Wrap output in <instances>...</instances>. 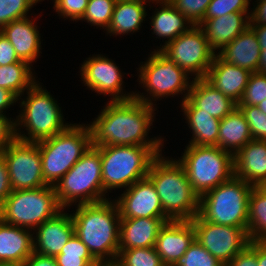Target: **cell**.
<instances>
[{
  "label": "cell",
  "instance_id": "obj_11",
  "mask_svg": "<svg viewBox=\"0 0 266 266\" xmlns=\"http://www.w3.org/2000/svg\"><path fill=\"white\" fill-rule=\"evenodd\" d=\"M62 209L54 186L12 190L0 208V219L10 225L34 230Z\"/></svg>",
  "mask_w": 266,
  "mask_h": 266
},
{
  "label": "cell",
  "instance_id": "obj_24",
  "mask_svg": "<svg viewBox=\"0 0 266 266\" xmlns=\"http://www.w3.org/2000/svg\"><path fill=\"white\" fill-rule=\"evenodd\" d=\"M32 230L7 224L0 219V263L22 266L34 252Z\"/></svg>",
  "mask_w": 266,
  "mask_h": 266
},
{
  "label": "cell",
  "instance_id": "obj_2",
  "mask_svg": "<svg viewBox=\"0 0 266 266\" xmlns=\"http://www.w3.org/2000/svg\"><path fill=\"white\" fill-rule=\"evenodd\" d=\"M75 207L71 212L75 235L98 263L116 260L121 217L114 199L108 196L107 200Z\"/></svg>",
  "mask_w": 266,
  "mask_h": 266
},
{
  "label": "cell",
  "instance_id": "obj_27",
  "mask_svg": "<svg viewBox=\"0 0 266 266\" xmlns=\"http://www.w3.org/2000/svg\"><path fill=\"white\" fill-rule=\"evenodd\" d=\"M187 98L200 109V112L209 113L219 120L237 107L234 101L214 88L204 78L193 79Z\"/></svg>",
  "mask_w": 266,
  "mask_h": 266
},
{
  "label": "cell",
  "instance_id": "obj_32",
  "mask_svg": "<svg viewBox=\"0 0 266 266\" xmlns=\"http://www.w3.org/2000/svg\"><path fill=\"white\" fill-rule=\"evenodd\" d=\"M247 234L250 241H266V185L250 192Z\"/></svg>",
  "mask_w": 266,
  "mask_h": 266
},
{
  "label": "cell",
  "instance_id": "obj_54",
  "mask_svg": "<svg viewBox=\"0 0 266 266\" xmlns=\"http://www.w3.org/2000/svg\"><path fill=\"white\" fill-rule=\"evenodd\" d=\"M258 107L260 111L266 114V98L262 102L259 103Z\"/></svg>",
  "mask_w": 266,
  "mask_h": 266
},
{
  "label": "cell",
  "instance_id": "obj_45",
  "mask_svg": "<svg viewBox=\"0 0 266 266\" xmlns=\"http://www.w3.org/2000/svg\"><path fill=\"white\" fill-rule=\"evenodd\" d=\"M16 62H25L19 59L14 47L0 31V66H7Z\"/></svg>",
  "mask_w": 266,
  "mask_h": 266
},
{
  "label": "cell",
  "instance_id": "obj_22",
  "mask_svg": "<svg viewBox=\"0 0 266 266\" xmlns=\"http://www.w3.org/2000/svg\"><path fill=\"white\" fill-rule=\"evenodd\" d=\"M250 15L251 12H234L203 20L199 26L203 29L211 49L217 54V51L222 50L249 27Z\"/></svg>",
  "mask_w": 266,
  "mask_h": 266
},
{
  "label": "cell",
  "instance_id": "obj_42",
  "mask_svg": "<svg viewBox=\"0 0 266 266\" xmlns=\"http://www.w3.org/2000/svg\"><path fill=\"white\" fill-rule=\"evenodd\" d=\"M89 0H53V8L61 18L79 21L85 14Z\"/></svg>",
  "mask_w": 266,
  "mask_h": 266
},
{
  "label": "cell",
  "instance_id": "obj_48",
  "mask_svg": "<svg viewBox=\"0 0 266 266\" xmlns=\"http://www.w3.org/2000/svg\"><path fill=\"white\" fill-rule=\"evenodd\" d=\"M22 266H58L55 257L33 252Z\"/></svg>",
  "mask_w": 266,
  "mask_h": 266
},
{
  "label": "cell",
  "instance_id": "obj_16",
  "mask_svg": "<svg viewBox=\"0 0 266 266\" xmlns=\"http://www.w3.org/2000/svg\"><path fill=\"white\" fill-rule=\"evenodd\" d=\"M121 219L169 218L163 211L160 198L152 182L142 179L114 198Z\"/></svg>",
  "mask_w": 266,
  "mask_h": 266
},
{
  "label": "cell",
  "instance_id": "obj_35",
  "mask_svg": "<svg viewBox=\"0 0 266 266\" xmlns=\"http://www.w3.org/2000/svg\"><path fill=\"white\" fill-rule=\"evenodd\" d=\"M117 0H89L82 21L107 30Z\"/></svg>",
  "mask_w": 266,
  "mask_h": 266
},
{
  "label": "cell",
  "instance_id": "obj_1",
  "mask_svg": "<svg viewBox=\"0 0 266 266\" xmlns=\"http://www.w3.org/2000/svg\"><path fill=\"white\" fill-rule=\"evenodd\" d=\"M156 110L135 98L108 101L88 124L92 146H164L161 136L149 137Z\"/></svg>",
  "mask_w": 266,
  "mask_h": 266
},
{
  "label": "cell",
  "instance_id": "obj_49",
  "mask_svg": "<svg viewBox=\"0 0 266 266\" xmlns=\"http://www.w3.org/2000/svg\"><path fill=\"white\" fill-rule=\"evenodd\" d=\"M18 98L9 90L0 87V114L6 115V110L14 106ZM4 112V113H3Z\"/></svg>",
  "mask_w": 266,
  "mask_h": 266
},
{
  "label": "cell",
  "instance_id": "obj_39",
  "mask_svg": "<svg viewBox=\"0 0 266 266\" xmlns=\"http://www.w3.org/2000/svg\"><path fill=\"white\" fill-rule=\"evenodd\" d=\"M251 0H212L206 10L203 20L221 17L234 12H251Z\"/></svg>",
  "mask_w": 266,
  "mask_h": 266
},
{
  "label": "cell",
  "instance_id": "obj_29",
  "mask_svg": "<svg viewBox=\"0 0 266 266\" xmlns=\"http://www.w3.org/2000/svg\"><path fill=\"white\" fill-rule=\"evenodd\" d=\"M147 2L146 0H117L106 33L117 37V35H130L140 30L147 15L146 6H149Z\"/></svg>",
  "mask_w": 266,
  "mask_h": 266
},
{
  "label": "cell",
  "instance_id": "obj_17",
  "mask_svg": "<svg viewBox=\"0 0 266 266\" xmlns=\"http://www.w3.org/2000/svg\"><path fill=\"white\" fill-rule=\"evenodd\" d=\"M62 209L54 217L48 219L33 230L34 252L56 257L65 244L75 234V227L71 213Z\"/></svg>",
  "mask_w": 266,
  "mask_h": 266
},
{
  "label": "cell",
  "instance_id": "obj_43",
  "mask_svg": "<svg viewBox=\"0 0 266 266\" xmlns=\"http://www.w3.org/2000/svg\"><path fill=\"white\" fill-rule=\"evenodd\" d=\"M226 266H258L257 241H250Z\"/></svg>",
  "mask_w": 266,
  "mask_h": 266
},
{
  "label": "cell",
  "instance_id": "obj_21",
  "mask_svg": "<svg viewBox=\"0 0 266 266\" xmlns=\"http://www.w3.org/2000/svg\"><path fill=\"white\" fill-rule=\"evenodd\" d=\"M234 176L252 186L266 185V141L251 140L234 155Z\"/></svg>",
  "mask_w": 266,
  "mask_h": 266
},
{
  "label": "cell",
  "instance_id": "obj_19",
  "mask_svg": "<svg viewBox=\"0 0 266 266\" xmlns=\"http://www.w3.org/2000/svg\"><path fill=\"white\" fill-rule=\"evenodd\" d=\"M250 75L249 70L227 63L216 54L204 79L238 105Z\"/></svg>",
  "mask_w": 266,
  "mask_h": 266
},
{
  "label": "cell",
  "instance_id": "obj_33",
  "mask_svg": "<svg viewBox=\"0 0 266 266\" xmlns=\"http://www.w3.org/2000/svg\"><path fill=\"white\" fill-rule=\"evenodd\" d=\"M58 266H97L88 248L74 234L55 257Z\"/></svg>",
  "mask_w": 266,
  "mask_h": 266
},
{
  "label": "cell",
  "instance_id": "obj_15",
  "mask_svg": "<svg viewBox=\"0 0 266 266\" xmlns=\"http://www.w3.org/2000/svg\"><path fill=\"white\" fill-rule=\"evenodd\" d=\"M119 66L103 54L86 58L80 66L84 86L98 95H110L111 101L134 98V92L124 91L123 75ZM125 93H124V92Z\"/></svg>",
  "mask_w": 266,
  "mask_h": 266
},
{
  "label": "cell",
  "instance_id": "obj_8",
  "mask_svg": "<svg viewBox=\"0 0 266 266\" xmlns=\"http://www.w3.org/2000/svg\"><path fill=\"white\" fill-rule=\"evenodd\" d=\"M137 71H139L137 80L147 92L145 95L135 91L134 98L138 101L155 107L156 104L153 101H157L159 98L161 100L164 97L169 98V96L174 97L185 93L181 97V102H183L188 97L193 78L160 50H154L150 55L148 54V59L144 64L140 63Z\"/></svg>",
  "mask_w": 266,
  "mask_h": 266
},
{
  "label": "cell",
  "instance_id": "obj_53",
  "mask_svg": "<svg viewBox=\"0 0 266 266\" xmlns=\"http://www.w3.org/2000/svg\"><path fill=\"white\" fill-rule=\"evenodd\" d=\"M97 266H122L117 260L114 261H106V262H99Z\"/></svg>",
  "mask_w": 266,
  "mask_h": 266
},
{
  "label": "cell",
  "instance_id": "obj_46",
  "mask_svg": "<svg viewBox=\"0 0 266 266\" xmlns=\"http://www.w3.org/2000/svg\"><path fill=\"white\" fill-rule=\"evenodd\" d=\"M12 193L8 167L3 155L0 153V208L6 198Z\"/></svg>",
  "mask_w": 266,
  "mask_h": 266
},
{
  "label": "cell",
  "instance_id": "obj_55",
  "mask_svg": "<svg viewBox=\"0 0 266 266\" xmlns=\"http://www.w3.org/2000/svg\"><path fill=\"white\" fill-rule=\"evenodd\" d=\"M0 266H20V265H17V264H1L0 263Z\"/></svg>",
  "mask_w": 266,
  "mask_h": 266
},
{
  "label": "cell",
  "instance_id": "obj_23",
  "mask_svg": "<svg viewBox=\"0 0 266 266\" xmlns=\"http://www.w3.org/2000/svg\"><path fill=\"white\" fill-rule=\"evenodd\" d=\"M170 218L120 219L119 252L133 248L155 247L159 230Z\"/></svg>",
  "mask_w": 266,
  "mask_h": 266
},
{
  "label": "cell",
  "instance_id": "obj_12",
  "mask_svg": "<svg viewBox=\"0 0 266 266\" xmlns=\"http://www.w3.org/2000/svg\"><path fill=\"white\" fill-rule=\"evenodd\" d=\"M160 51L193 79L205 78L216 55L199 25H193Z\"/></svg>",
  "mask_w": 266,
  "mask_h": 266
},
{
  "label": "cell",
  "instance_id": "obj_13",
  "mask_svg": "<svg viewBox=\"0 0 266 266\" xmlns=\"http://www.w3.org/2000/svg\"><path fill=\"white\" fill-rule=\"evenodd\" d=\"M191 221L195 240L225 266L250 243L247 227L210 223L199 214Z\"/></svg>",
  "mask_w": 266,
  "mask_h": 266
},
{
  "label": "cell",
  "instance_id": "obj_26",
  "mask_svg": "<svg viewBox=\"0 0 266 266\" xmlns=\"http://www.w3.org/2000/svg\"><path fill=\"white\" fill-rule=\"evenodd\" d=\"M217 55L223 61L253 73L258 70L261 49L256 34L248 27L220 50Z\"/></svg>",
  "mask_w": 266,
  "mask_h": 266
},
{
  "label": "cell",
  "instance_id": "obj_7",
  "mask_svg": "<svg viewBox=\"0 0 266 266\" xmlns=\"http://www.w3.org/2000/svg\"><path fill=\"white\" fill-rule=\"evenodd\" d=\"M54 188L58 203L64 209L73 204L107 200L102 186L100 149L91 145Z\"/></svg>",
  "mask_w": 266,
  "mask_h": 266
},
{
  "label": "cell",
  "instance_id": "obj_9",
  "mask_svg": "<svg viewBox=\"0 0 266 266\" xmlns=\"http://www.w3.org/2000/svg\"><path fill=\"white\" fill-rule=\"evenodd\" d=\"M185 147L178 162L199 198L234 176L231 153L217 146L187 144Z\"/></svg>",
  "mask_w": 266,
  "mask_h": 266
},
{
  "label": "cell",
  "instance_id": "obj_52",
  "mask_svg": "<svg viewBox=\"0 0 266 266\" xmlns=\"http://www.w3.org/2000/svg\"><path fill=\"white\" fill-rule=\"evenodd\" d=\"M258 73L266 74V49H261Z\"/></svg>",
  "mask_w": 266,
  "mask_h": 266
},
{
  "label": "cell",
  "instance_id": "obj_14",
  "mask_svg": "<svg viewBox=\"0 0 266 266\" xmlns=\"http://www.w3.org/2000/svg\"><path fill=\"white\" fill-rule=\"evenodd\" d=\"M0 153L10 176L12 190H26L46 186L39 146L34 142L15 139Z\"/></svg>",
  "mask_w": 266,
  "mask_h": 266
},
{
  "label": "cell",
  "instance_id": "obj_40",
  "mask_svg": "<svg viewBox=\"0 0 266 266\" xmlns=\"http://www.w3.org/2000/svg\"><path fill=\"white\" fill-rule=\"evenodd\" d=\"M193 25H199L212 0H168Z\"/></svg>",
  "mask_w": 266,
  "mask_h": 266
},
{
  "label": "cell",
  "instance_id": "obj_47",
  "mask_svg": "<svg viewBox=\"0 0 266 266\" xmlns=\"http://www.w3.org/2000/svg\"><path fill=\"white\" fill-rule=\"evenodd\" d=\"M255 2L257 3H255L256 5H253L249 24L266 25V0H257Z\"/></svg>",
  "mask_w": 266,
  "mask_h": 266
},
{
  "label": "cell",
  "instance_id": "obj_20",
  "mask_svg": "<svg viewBox=\"0 0 266 266\" xmlns=\"http://www.w3.org/2000/svg\"><path fill=\"white\" fill-rule=\"evenodd\" d=\"M36 18L30 16L12 21L3 26L0 31L9 40L20 60L31 63L36 62L41 50V35L39 34Z\"/></svg>",
  "mask_w": 266,
  "mask_h": 266
},
{
  "label": "cell",
  "instance_id": "obj_36",
  "mask_svg": "<svg viewBox=\"0 0 266 266\" xmlns=\"http://www.w3.org/2000/svg\"><path fill=\"white\" fill-rule=\"evenodd\" d=\"M172 266H225L213 255H211L199 242H194L189 246Z\"/></svg>",
  "mask_w": 266,
  "mask_h": 266
},
{
  "label": "cell",
  "instance_id": "obj_51",
  "mask_svg": "<svg viewBox=\"0 0 266 266\" xmlns=\"http://www.w3.org/2000/svg\"><path fill=\"white\" fill-rule=\"evenodd\" d=\"M258 266H266V241H257Z\"/></svg>",
  "mask_w": 266,
  "mask_h": 266
},
{
  "label": "cell",
  "instance_id": "obj_44",
  "mask_svg": "<svg viewBox=\"0 0 266 266\" xmlns=\"http://www.w3.org/2000/svg\"><path fill=\"white\" fill-rule=\"evenodd\" d=\"M7 117L0 114V151L16 139L15 118Z\"/></svg>",
  "mask_w": 266,
  "mask_h": 266
},
{
  "label": "cell",
  "instance_id": "obj_37",
  "mask_svg": "<svg viewBox=\"0 0 266 266\" xmlns=\"http://www.w3.org/2000/svg\"><path fill=\"white\" fill-rule=\"evenodd\" d=\"M37 0H0V29L12 21L29 17Z\"/></svg>",
  "mask_w": 266,
  "mask_h": 266
},
{
  "label": "cell",
  "instance_id": "obj_56",
  "mask_svg": "<svg viewBox=\"0 0 266 266\" xmlns=\"http://www.w3.org/2000/svg\"><path fill=\"white\" fill-rule=\"evenodd\" d=\"M146 1H148V3L150 4L151 2H153V1H155V0H146Z\"/></svg>",
  "mask_w": 266,
  "mask_h": 266
},
{
  "label": "cell",
  "instance_id": "obj_18",
  "mask_svg": "<svg viewBox=\"0 0 266 266\" xmlns=\"http://www.w3.org/2000/svg\"><path fill=\"white\" fill-rule=\"evenodd\" d=\"M195 240L191 220H170L158 233L155 249L165 266H172Z\"/></svg>",
  "mask_w": 266,
  "mask_h": 266
},
{
  "label": "cell",
  "instance_id": "obj_10",
  "mask_svg": "<svg viewBox=\"0 0 266 266\" xmlns=\"http://www.w3.org/2000/svg\"><path fill=\"white\" fill-rule=\"evenodd\" d=\"M252 188L251 184L233 176L200 197L198 214L210 223L247 227Z\"/></svg>",
  "mask_w": 266,
  "mask_h": 266
},
{
  "label": "cell",
  "instance_id": "obj_41",
  "mask_svg": "<svg viewBox=\"0 0 266 266\" xmlns=\"http://www.w3.org/2000/svg\"><path fill=\"white\" fill-rule=\"evenodd\" d=\"M244 114L253 140L266 141V114L258 106H238Z\"/></svg>",
  "mask_w": 266,
  "mask_h": 266
},
{
  "label": "cell",
  "instance_id": "obj_6",
  "mask_svg": "<svg viewBox=\"0 0 266 266\" xmlns=\"http://www.w3.org/2000/svg\"><path fill=\"white\" fill-rule=\"evenodd\" d=\"M36 143L45 183L55 186L92 145L91 130L88 124L70 123L64 131Z\"/></svg>",
  "mask_w": 266,
  "mask_h": 266
},
{
  "label": "cell",
  "instance_id": "obj_25",
  "mask_svg": "<svg viewBox=\"0 0 266 266\" xmlns=\"http://www.w3.org/2000/svg\"><path fill=\"white\" fill-rule=\"evenodd\" d=\"M152 3L160 5L149 19H151L150 26L153 30L152 34L156 35L160 40L164 38V44L157 49L161 50L165 45L176 39L179 35L188 31L192 26L190 22L183 14H181L168 0H155ZM157 3V4H156Z\"/></svg>",
  "mask_w": 266,
  "mask_h": 266
},
{
  "label": "cell",
  "instance_id": "obj_5",
  "mask_svg": "<svg viewBox=\"0 0 266 266\" xmlns=\"http://www.w3.org/2000/svg\"><path fill=\"white\" fill-rule=\"evenodd\" d=\"M100 149L104 192L127 189L147 178L152 161L164 146H97Z\"/></svg>",
  "mask_w": 266,
  "mask_h": 266
},
{
  "label": "cell",
  "instance_id": "obj_30",
  "mask_svg": "<svg viewBox=\"0 0 266 266\" xmlns=\"http://www.w3.org/2000/svg\"><path fill=\"white\" fill-rule=\"evenodd\" d=\"M251 140L249 125L238 106L220 120L217 147L234 156Z\"/></svg>",
  "mask_w": 266,
  "mask_h": 266
},
{
  "label": "cell",
  "instance_id": "obj_28",
  "mask_svg": "<svg viewBox=\"0 0 266 266\" xmlns=\"http://www.w3.org/2000/svg\"><path fill=\"white\" fill-rule=\"evenodd\" d=\"M183 116L192 133L189 144L216 146L218 142L220 120L209 113L200 112L188 98L180 104Z\"/></svg>",
  "mask_w": 266,
  "mask_h": 266
},
{
  "label": "cell",
  "instance_id": "obj_31",
  "mask_svg": "<svg viewBox=\"0 0 266 266\" xmlns=\"http://www.w3.org/2000/svg\"><path fill=\"white\" fill-rule=\"evenodd\" d=\"M27 62L0 66V87L11 91L18 99L36 82L34 68Z\"/></svg>",
  "mask_w": 266,
  "mask_h": 266
},
{
  "label": "cell",
  "instance_id": "obj_34",
  "mask_svg": "<svg viewBox=\"0 0 266 266\" xmlns=\"http://www.w3.org/2000/svg\"><path fill=\"white\" fill-rule=\"evenodd\" d=\"M116 260L122 266H165L155 247L122 250Z\"/></svg>",
  "mask_w": 266,
  "mask_h": 266
},
{
  "label": "cell",
  "instance_id": "obj_50",
  "mask_svg": "<svg viewBox=\"0 0 266 266\" xmlns=\"http://www.w3.org/2000/svg\"><path fill=\"white\" fill-rule=\"evenodd\" d=\"M249 27L256 34L260 49H266V25H264V24H249Z\"/></svg>",
  "mask_w": 266,
  "mask_h": 266
},
{
  "label": "cell",
  "instance_id": "obj_4",
  "mask_svg": "<svg viewBox=\"0 0 266 266\" xmlns=\"http://www.w3.org/2000/svg\"><path fill=\"white\" fill-rule=\"evenodd\" d=\"M44 88L37 81L26 91L25 99L19 97L21 111L15 119L16 139L36 143L51 138L70 125L64 122L65 117L57 100ZM23 127L26 132L21 131Z\"/></svg>",
  "mask_w": 266,
  "mask_h": 266
},
{
  "label": "cell",
  "instance_id": "obj_3",
  "mask_svg": "<svg viewBox=\"0 0 266 266\" xmlns=\"http://www.w3.org/2000/svg\"><path fill=\"white\" fill-rule=\"evenodd\" d=\"M147 178L154 185L163 211L171 220H192L198 214L200 198L177 159L159 154L152 161Z\"/></svg>",
  "mask_w": 266,
  "mask_h": 266
},
{
  "label": "cell",
  "instance_id": "obj_38",
  "mask_svg": "<svg viewBox=\"0 0 266 266\" xmlns=\"http://www.w3.org/2000/svg\"><path fill=\"white\" fill-rule=\"evenodd\" d=\"M266 98V74L251 73L242 99L237 106H258Z\"/></svg>",
  "mask_w": 266,
  "mask_h": 266
}]
</instances>
